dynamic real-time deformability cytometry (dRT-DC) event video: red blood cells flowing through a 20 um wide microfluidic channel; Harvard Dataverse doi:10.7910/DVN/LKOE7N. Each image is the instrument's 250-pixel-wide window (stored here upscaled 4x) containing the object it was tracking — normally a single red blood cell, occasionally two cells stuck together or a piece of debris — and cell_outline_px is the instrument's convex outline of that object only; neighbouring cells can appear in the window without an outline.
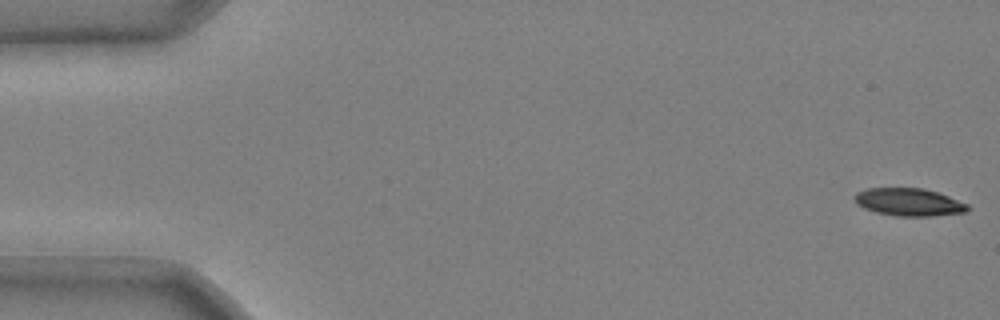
{"species": "common noctule bat (a hibernating species)", "species_latin": "Nyctalus noctula", "temperature_condition": "cold", "stored_images_in_passage": 51, "camera_frame_rate_fps": 3000, "um_per_image_px": 0.085, "animal": {"sex": "male", "body_mass_g": 20.4}, "frame": {"image": 1, "passage_image": 1, "time_ms": 0.0, "image_size_px": [1000, 320], "cell_outline_px": [[972, 208], [968, 212], [932, 216], [896, 216], [876, 212], [864, 208], [856, 204], [852, 196], [856, 192], [868, 188], [924, 188], [948, 196], [968, 204]], "centroid_in_image_um": [77.26, 17.18], "position_along_channel_um": 7.7, "area_um2": 18.44}}
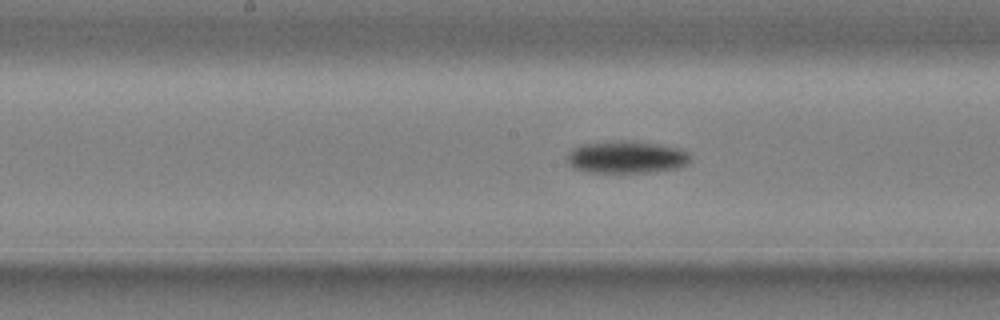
{"frame": {"image": 2, "passage_image": 27, "time_ms": 8.667, "image_size_px": [1000, 320], "cell_outline_px": [[692, 160], [688, 164], [676, 168], [656, 172], [588, 172], [572, 168], [568, 164], [568, 152], [572, 148], [580, 144], [616, 140], [632, 140], [660, 144], [680, 148], [688, 152]], "centroid_in_image_um": [53.26, 13.34], "position_along_channel_um": 194.9, "area_um2": 23.7}}
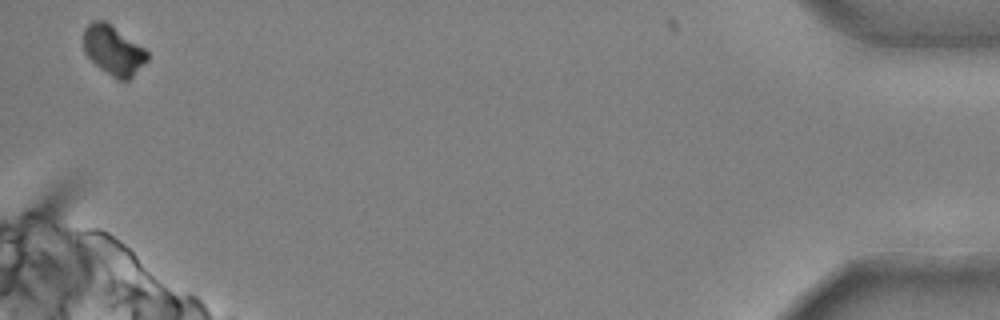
{"frame": {"image": 3, "passage_image": 51, "time_ms": 16.667, "image_size_px": [1000, 320], "cell_outline_px": [[148, 60], [128, 80], [116, 80], [100, 68], [84, 52], [84, 28], [92, 20], [104, 20], [144, 48], [148, 52]], "centroid_in_image_um": [9.63, 4.28], "position_along_channel_um": 425.6, "area_um2": 18.15}, "authors_computed_cell_mechanics": {"area_um2": 20.9236, "velocity_mm_per_s": 3.7217, "shape_relaxation_time_tau1_ms": 3.3631, "shape_relaxation_time_tau2_ms": null, "deformation_change_tau1": 0.1111, "deformation_change_tau2": null}}